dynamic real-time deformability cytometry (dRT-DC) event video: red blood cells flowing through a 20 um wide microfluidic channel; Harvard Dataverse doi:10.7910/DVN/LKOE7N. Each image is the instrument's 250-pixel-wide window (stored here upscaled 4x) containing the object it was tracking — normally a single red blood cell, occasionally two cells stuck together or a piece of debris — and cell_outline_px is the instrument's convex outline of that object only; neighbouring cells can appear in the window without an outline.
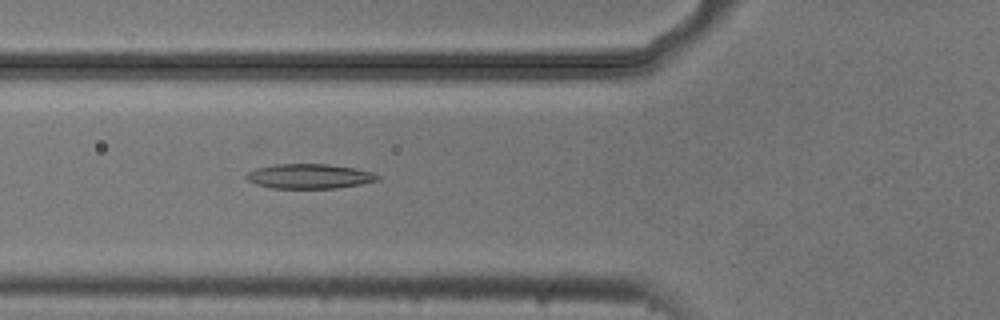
{"species": "common noctule bat (a hibernating species)", "species_latin": "Nyctalus noctula", "temperature_condition": "cold", "stored_images_in_passage": 49, "camera_frame_rate_fps": 3000, "um_per_image_px": 0.085, "animal": {"sex": "male", "body_mass_g": 20.5, "forearm_length_mm": 52.5}, "frame": {"image": 1, "passage_image": 17, "time_ms": 5.333, "image_size_px": [1000, 320], "cell_outline_px": [[380, 180], [360, 184], [336, 188], [272, 188], [256, 184], [248, 180], [244, 176], [248, 172], [256, 168], [276, 164], [328, 164], [356, 168], [372, 172], [380, 176]], "centroid_in_image_um": [26.31, 14.98], "position_along_channel_um": 99.5, "area_um2": 18.9}}
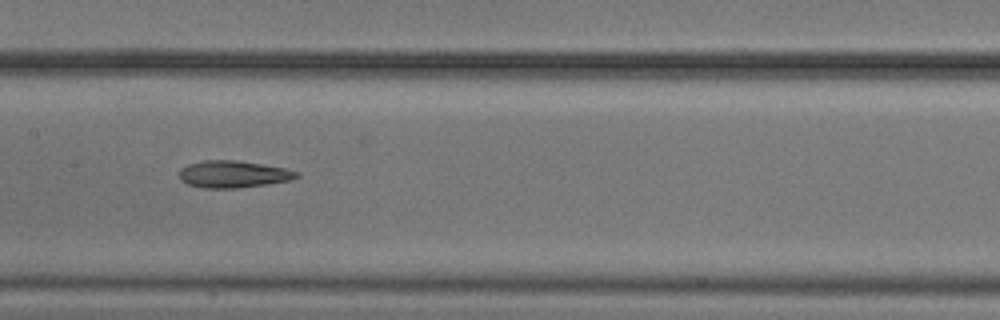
{"frame": {"image": 2, "passage_image": 24, "time_ms": 7.667, "image_size_px": [1000, 320], "cell_outline_px": [[300, 176], [292, 180], [268, 184], [236, 188], [200, 188], [188, 184], [180, 180], [180, 168], [188, 164], [204, 160], [236, 160], [284, 168], [300, 172]], "centroid_in_image_um": [19.83, 14.81], "position_along_channel_um": 187.6, "area_um2": 18.55}}
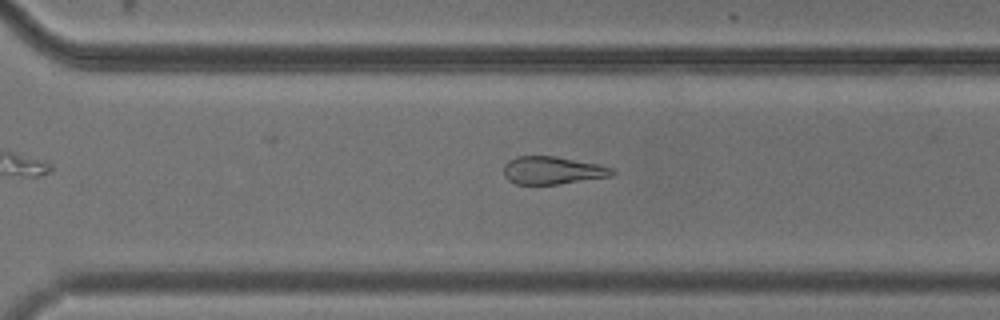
{"frame": {"image": 3, "passage_image": 35, "time_ms": 11.333, "image_size_px": [1000, 320], "cell_outline_px": [[616, 172], [612, 176], [556, 184], [516, 184], [508, 180], [504, 176], [504, 164], [508, 160], [516, 156], [556, 156], [600, 164], [612, 168]], "centroid_in_image_um": [46.96, 14.47], "position_along_channel_um": 323.6, "area_um2": 17.63}, "authors_computed_cell_mechanics": {"area_um2": 18.496, "velocity_mm_per_s": 3.7291, "shape_relaxation_time_tau1_ms": 5.2312, "shape_relaxation_time_tau2_ms": 4.2048, "deformation_change_tau1": 0.1278, "deformation_change_tau2": 0.1401}}